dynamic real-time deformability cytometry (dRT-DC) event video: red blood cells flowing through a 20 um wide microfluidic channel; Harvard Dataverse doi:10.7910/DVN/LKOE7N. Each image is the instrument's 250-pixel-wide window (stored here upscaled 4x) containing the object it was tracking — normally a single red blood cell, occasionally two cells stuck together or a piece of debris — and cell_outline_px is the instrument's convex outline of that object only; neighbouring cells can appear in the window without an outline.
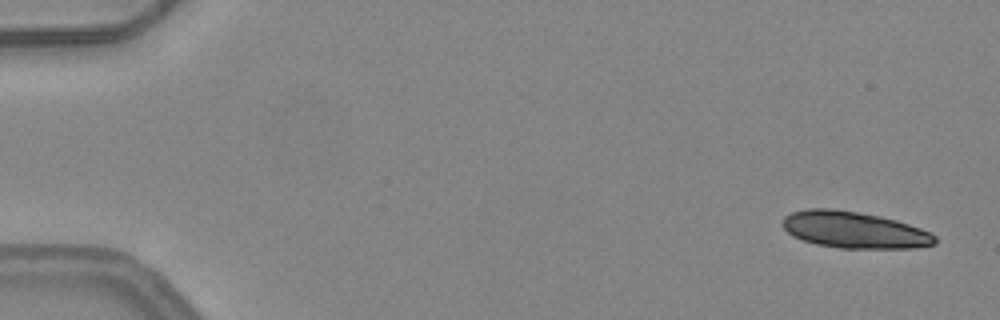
{"species": "common noctule bat (a hibernating species)", "species_latin": "Nyctalus noctula", "temperature_condition": "warm", "stored_images_in_passage": 5, "camera_frame_rate_fps": 3000, "um_per_image_px": 0.085, "animal": {"sex": "female", "body_mass_g": 24.6, "forearm_length_mm": 56.2}, "frame": {"image": 1, "passage_image": 1, "time_ms": 0.0, "image_size_px": [1000, 320], "cell_outline_px": [[936, 244], [916, 248], [840, 248], [816, 244], [792, 236], [784, 228], [784, 216], [792, 212], [808, 208], [832, 208], [860, 212], [880, 216], [896, 220], [920, 228], [936, 236]], "centroid_in_image_um": [72.61, 19.54], "position_along_channel_um": 12.4, "area_um2": 32.43}}